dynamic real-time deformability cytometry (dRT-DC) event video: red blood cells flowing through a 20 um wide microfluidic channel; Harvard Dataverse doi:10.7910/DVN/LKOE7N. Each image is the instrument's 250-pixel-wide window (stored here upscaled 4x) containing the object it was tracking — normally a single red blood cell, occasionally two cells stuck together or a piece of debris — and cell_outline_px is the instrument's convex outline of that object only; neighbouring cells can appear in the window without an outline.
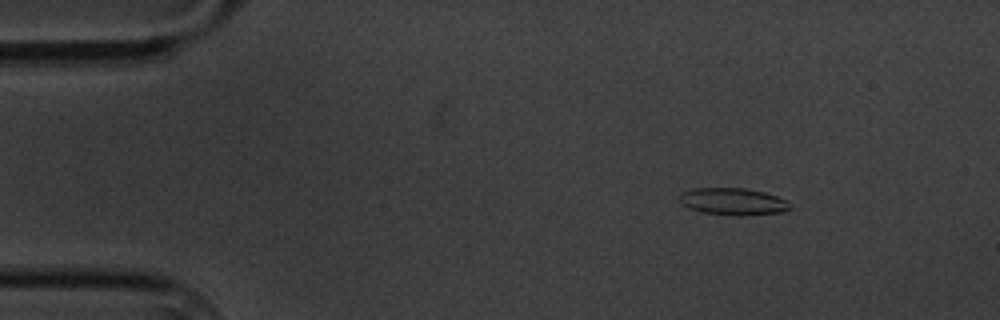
{"species": "common noctule bat (a hibernating species)", "species_latin": "Nyctalus noctula", "temperature_condition": "cold", "stored_images_in_passage": 58, "camera_frame_rate_fps": 3000, "um_per_image_px": 0.085, "animal": {"sex": "male", "body_mass_g": 20.1, "forearm_length_mm": 53.5}, "frame": {"image": 1, "passage_image": 7, "time_ms": 2.0, "image_size_px": [1000, 320], "cell_outline_px": [[792, 208], [784, 212], [740, 216], [704, 212], [680, 204], [680, 196], [684, 192], [696, 188], [744, 188], [764, 192], [788, 200]], "centroid_in_image_um": [62.38, 17.13], "position_along_channel_um": 22.6, "area_um2": 17.28}}
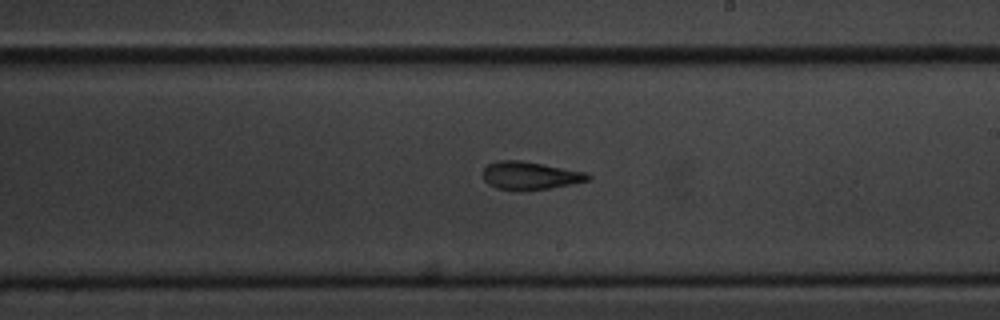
{"frame": {"image": 2, "passage_image": 33, "time_ms": 10.667, "image_size_px": [1000, 320], "cell_outline_px": [[592, 180], [548, 188], [496, 188], [488, 184], [484, 180], [484, 168], [488, 164], [496, 160], [520, 160], [588, 172], [592, 176]], "centroid_in_image_um": [45.1, 14.88], "position_along_channel_um": 243.9, "area_um2": 16.65}}
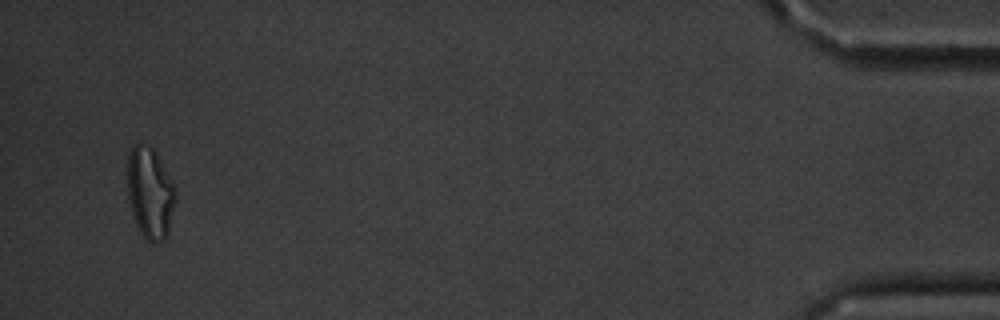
{"frame": {"image": 3, "passage_image": 56, "time_ms": 18.333, "image_size_px": [1000, 320], "cell_outline_px": [[176, 204], [168, 236], [164, 240], [156, 244], [152, 244], [140, 232], [136, 224], [132, 212], [128, 196], [128, 156], [132, 148], [136, 144], [140, 144], [152, 148], [156, 152], [172, 180], [176, 192]], "centroid_in_image_um": [12.8, 16.46], "position_along_channel_um": 422.4, "area_um2": 25.72}, "authors_computed_cell_mechanics": {"area_um2": 17.6579, "velocity_mm_per_s": 3.3759, "shape_relaxation_time_tau1_ms": 4.7336, "shape_relaxation_time_tau2_ms": 2.8661, "deformation_change_tau1": 0.1485, "deformation_change_tau2": 0.1138}}